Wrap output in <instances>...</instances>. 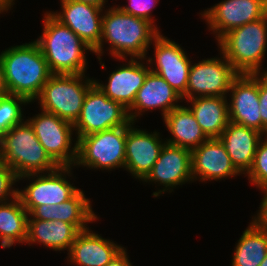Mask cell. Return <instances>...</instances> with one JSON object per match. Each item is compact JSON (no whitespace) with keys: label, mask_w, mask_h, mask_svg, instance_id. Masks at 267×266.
<instances>
[{"label":"cell","mask_w":267,"mask_h":266,"mask_svg":"<svg viewBox=\"0 0 267 266\" xmlns=\"http://www.w3.org/2000/svg\"><path fill=\"white\" fill-rule=\"evenodd\" d=\"M160 33L157 25L144 18L124 13L118 6L106 10L104 8L102 38L93 53L100 61L101 68L105 70V64L101 61L105 43L109 44V54L113 59L128 61V56L146 59L149 46Z\"/></svg>","instance_id":"6da1fadb"},{"label":"cell","mask_w":267,"mask_h":266,"mask_svg":"<svg viewBox=\"0 0 267 266\" xmlns=\"http://www.w3.org/2000/svg\"><path fill=\"white\" fill-rule=\"evenodd\" d=\"M1 59L7 93L35 102L52 75L38 44L13 45L1 52Z\"/></svg>","instance_id":"7a4b0ae2"},{"label":"cell","mask_w":267,"mask_h":266,"mask_svg":"<svg viewBox=\"0 0 267 266\" xmlns=\"http://www.w3.org/2000/svg\"><path fill=\"white\" fill-rule=\"evenodd\" d=\"M42 35L35 40L52 74H85V52L93 53L80 37L57 20L50 11L44 13Z\"/></svg>","instance_id":"3957f363"},{"label":"cell","mask_w":267,"mask_h":266,"mask_svg":"<svg viewBox=\"0 0 267 266\" xmlns=\"http://www.w3.org/2000/svg\"><path fill=\"white\" fill-rule=\"evenodd\" d=\"M0 161L7 164L18 178L51 172L59 167L40 144L27 120L14 125L0 138Z\"/></svg>","instance_id":"277c9868"},{"label":"cell","mask_w":267,"mask_h":266,"mask_svg":"<svg viewBox=\"0 0 267 266\" xmlns=\"http://www.w3.org/2000/svg\"><path fill=\"white\" fill-rule=\"evenodd\" d=\"M217 43L239 74L267 73V70H261L267 49V14L230 30Z\"/></svg>","instance_id":"5b68a950"},{"label":"cell","mask_w":267,"mask_h":266,"mask_svg":"<svg viewBox=\"0 0 267 266\" xmlns=\"http://www.w3.org/2000/svg\"><path fill=\"white\" fill-rule=\"evenodd\" d=\"M93 84L94 79L85 74H52L35 101L38 100L40 109L74 124Z\"/></svg>","instance_id":"8992f818"},{"label":"cell","mask_w":267,"mask_h":266,"mask_svg":"<svg viewBox=\"0 0 267 266\" xmlns=\"http://www.w3.org/2000/svg\"><path fill=\"white\" fill-rule=\"evenodd\" d=\"M127 125L82 136L77 140L75 166L112 170L125 167Z\"/></svg>","instance_id":"52a82bcc"},{"label":"cell","mask_w":267,"mask_h":266,"mask_svg":"<svg viewBox=\"0 0 267 266\" xmlns=\"http://www.w3.org/2000/svg\"><path fill=\"white\" fill-rule=\"evenodd\" d=\"M73 167L59 166L51 172L27 174L18 178V182L23 179L30 181L24 190L19 188L17 190V196L28 213L36 206L58 205L65 202L80 190L66 178V175H72Z\"/></svg>","instance_id":"ba28073f"},{"label":"cell","mask_w":267,"mask_h":266,"mask_svg":"<svg viewBox=\"0 0 267 266\" xmlns=\"http://www.w3.org/2000/svg\"><path fill=\"white\" fill-rule=\"evenodd\" d=\"M129 122L128 109L109 99L94 83L85 95L79 118L73 124L75 140L88 134L127 125Z\"/></svg>","instance_id":"9c48e42d"},{"label":"cell","mask_w":267,"mask_h":266,"mask_svg":"<svg viewBox=\"0 0 267 266\" xmlns=\"http://www.w3.org/2000/svg\"><path fill=\"white\" fill-rule=\"evenodd\" d=\"M26 120L33 128L40 144L59 166L75 167L77 141L72 146L74 142L72 123L42 109L40 113Z\"/></svg>","instance_id":"30bf717a"},{"label":"cell","mask_w":267,"mask_h":266,"mask_svg":"<svg viewBox=\"0 0 267 266\" xmlns=\"http://www.w3.org/2000/svg\"><path fill=\"white\" fill-rule=\"evenodd\" d=\"M191 63L188 83L182 100L200 96L227 97L232 81L239 75L220 51V57Z\"/></svg>","instance_id":"8fae6325"},{"label":"cell","mask_w":267,"mask_h":266,"mask_svg":"<svg viewBox=\"0 0 267 266\" xmlns=\"http://www.w3.org/2000/svg\"><path fill=\"white\" fill-rule=\"evenodd\" d=\"M199 14L218 41L230 30L263 18L267 0H222Z\"/></svg>","instance_id":"7c38bea8"},{"label":"cell","mask_w":267,"mask_h":266,"mask_svg":"<svg viewBox=\"0 0 267 266\" xmlns=\"http://www.w3.org/2000/svg\"><path fill=\"white\" fill-rule=\"evenodd\" d=\"M152 43L155 59L150 57L145 59L148 65H150V71L163 77L183 97L187 89L191 59H189L181 45L163 36L161 33Z\"/></svg>","instance_id":"4fadbf2b"},{"label":"cell","mask_w":267,"mask_h":266,"mask_svg":"<svg viewBox=\"0 0 267 266\" xmlns=\"http://www.w3.org/2000/svg\"><path fill=\"white\" fill-rule=\"evenodd\" d=\"M142 181L164 186L163 189L153 192L154 197L168 191L171 193L178 185L194 182L191 173V150L165 143L151 171Z\"/></svg>","instance_id":"5bb4252c"},{"label":"cell","mask_w":267,"mask_h":266,"mask_svg":"<svg viewBox=\"0 0 267 266\" xmlns=\"http://www.w3.org/2000/svg\"><path fill=\"white\" fill-rule=\"evenodd\" d=\"M228 93L229 121L253 128L262 133L259 104V73L239 74Z\"/></svg>","instance_id":"9a60e30c"},{"label":"cell","mask_w":267,"mask_h":266,"mask_svg":"<svg viewBox=\"0 0 267 266\" xmlns=\"http://www.w3.org/2000/svg\"><path fill=\"white\" fill-rule=\"evenodd\" d=\"M133 125L131 121L127 124L124 169L141 181L151 171L166 141H162L159 132L150 133Z\"/></svg>","instance_id":"2e32d148"},{"label":"cell","mask_w":267,"mask_h":266,"mask_svg":"<svg viewBox=\"0 0 267 266\" xmlns=\"http://www.w3.org/2000/svg\"><path fill=\"white\" fill-rule=\"evenodd\" d=\"M60 2L62 11H50V13L94 50L102 38L103 8L105 7L75 0H60Z\"/></svg>","instance_id":"e0dca14e"},{"label":"cell","mask_w":267,"mask_h":266,"mask_svg":"<svg viewBox=\"0 0 267 266\" xmlns=\"http://www.w3.org/2000/svg\"><path fill=\"white\" fill-rule=\"evenodd\" d=\"M191 173L193 180L200 182L241 175L218 138H210L191 151Z\"/></svg>","instance_id":"ac0fdd59"},{"label":"cell","mask_w":267,"mask_h":266,"mask_svg":"<svg viewBox=\"0 0 267 266\" xmlns=\"http://www.w3.org/2000/svg\"><path fill=\"white\" fill-rule=\"evenodd\" d=\"M116 68L118 69L109 74L106 85L96 79H94V83L109 99L119 102L129 109L150 71V67L147 62L144 63V58H140V60L139 58H130L127 64L125 62Z\"/></svg>","instance_id":"d6986e66"},{"label":"cell","mask_w":267,"mask_h":266,"mask_svg":"<svg viewBox=\"0 0 267 266\" xmlns=\"http://www.w3.org/2000/svg\"><path fill=\"white\" fill-rule=\"evenodd\" d=\"M182 97L158 74L149 71L142 87L138 90L132 106L128 109L130 121L135 123L137 117L151 109H161L164 118L171 110L180 106ZM143 112V113H142Z\"/></svg>","instance_id":"ffe728a7"},{"label":"cell","mask_w":267,"mask_h":266,"mask_svg":"<svg viewBox=\"0 0 267 266\" xmlns=\"http://www.w3.org/2000/svg\"><path fill=\"white\" fill-rule=\"evenodd\" d=\"M123 249L87 228L76 236L67 253V261L74 266H105Z\"/></svg>","instance_id":"44dd1931"},{"label":"cell","mask_w":267,"mask_h":266,"mask_svg":"<svg viewBox=\"0 0 267 266\" xmlns=\"http://www.w3.org/2000/svg\"><path fill=\"white\" fill-rule=\"evenodd\" d=\"M263 136L264 134L253 128L229 121L218 139L236 170L246 175L252 167L257 147Z\"/></svg>","instance_id":"7402d4cb"},{"label":"cell","mask_w":267,"mask_h":266,"mask_svg":"<svg viewBox=\"0 0 267 266\" xmlns=\"http://www.w3.org/2000/svg\"><path fill=\"white\" fill-rule=\"evenodd\" d=\"M91 201L85 197L83 190H79L72 198L58 205L36 206L30 213L28 219L60 220L73 224L79 231L85 230L88 223L98 220L94 213ZM31 216V217H30Z\"/></svg>","instance_id":"603a6c76"},{"label":"cell","mask_w":267,"mask_h":266,"mask_svg":"<svg viewBox=\"0 0 267 266\" xmlns=\"http://www.w3.org/2000/svg\"><path fill=\"white\" fill-rule=\"evenodd\" d=\"M80 231L71 223L60 220L28 219L26 244H42L54 251L70 250Z\"/></svg>","instance_id":"cb8c5ba5"},{"label":"cell","mask_w":267,"mask_h":266,"mask_svg":"<svg viewBox=\"0 0 267 266\" xmlns=\"http://www.w3.org/2000/svg\"><path fill=\"white\" fill-rule=\"evenodd\" d=\"M163 120L172 135V138L165 140L167 144L192 151L209 139L188 106L176 107Z\"/></svg>","instance_id":"d4e9b609"},{"label":"cell","mask_w":267,"mask_h":266,"mask_svg":"<svg viewBox=\"0 0 267 266\" xmlns=\"http://www.w3.org/2000/svg\"><path fill=\"white\" fill-rule=\"evenodd\" d=\"M185 101L206 136L219 138L229 122L227 97L200 96Z\"/></svg>","instance_id":"484cf974"},{"label":"cell","mask_w":267,"mask_h":266,"mask_svg":"<svg viewBox=\"0 0 267 266\" xmlns=\"http://www.w3.org/2000/svg\"><path fill=\"white\" fill-rule=\"evenodd\" d=\"M29 213L17 196L0 203V242L2 248H10L14 244H24L27 238Z\"/></svg>","instance_id":"4316f807"},{"label":"cell","mask_w":267,"mask_h":266,"mask_svg":"<svg viewBox=\"0 0 267 266\" xmlns=\"http://www.w3.org/2000/svg\"><path fill=\"white\" fill-rule=\"evenodd\" d=\"M267 253V235L252 221L234 248L232 266H259Z\"/></svg>","instance_id":"83f0119b"},{"label":"cell","mask_w":267,"mask_h":266,"mask_svg":"<svg viewBox=\"0 0 267 266\" xmlns=\"http://www.w3.org/2000/svg\"><path fill=\"white\" fill-rule=\"evenodd\" d=\"M30 102L21 96L10 95L0 98V138L14 125L24 121L22 106Z\"/></svg>","instance_id":"f1b7e54d"},{"label":"cell","mask_w":267,"mask_h":266,"mask_svg":"<svg viewBox=\"0 0 267 266\" xmlns=\"http://www.w3.org/2000/svg\"><path fill=\"white\" fill-rule=\"evenodd\" d=\"M263 138L257 147L252 167L246 174L249 183L254 184L261 191L267 190V135Z\"/></svg>","instance_id":"f546056e"},{"label":"cell","mask_w":267,"mask_h":266,"mask_svg":"<svg viewBox=\"0 0 267 266\" xmlns=\"http://www.w3.org/2000/svg\"><path fill=\"white\" fill-rule=\"evenodd\" d=\"M18 182L15 172L5 163L0 161V203L8 202L17 197V188H14Z\"/></svg>","instance_id":"4dcf8cb0"},{"label":"cell","mask_w":267,"mask_h":266,"mask_svg":"<svg viewBox=\"0 0 267 266\" xmlns=\"http://www.w3.org/2000/svg\"><path fill=\"white\" fill-rule=\"evenodd\" d=\"M129 4L118 7L127 14L135 17L144 18L155 25V19L152 17V10L157 5L158 0H128Z\"/></svg>","instance_id":"1f68e13d"},{"label":"cell","mask_w":267,"mask_h":266,"mask_svg":"<svg viewBox=\"0 0 267 266\" xmlns=\"http://www.w3.org/2000/svg\"><path fill=\"white\" fill-rule=\"evenodd\" d=\"M259 104L262 134L267 135V73H259Z\"/></svg>","instance_id":"d6a6232c"},{"label":"cell","mask_w":267,"mask_h":266,"mask_svg":"<svg viewBox=\"0 0 267 266\" xmlns=\"http://www.w3.org/2000/svg\"><path fill=\"white\" fill-rule=\"evenodd\" d=\"M264 196L261 200L257 215L252 217V222L267 235V190H262Z\"/></svg>","instance_id":"836d02e7"},{"label":"cell","mask_w":267,"mask_h":266,"mask_svg":"<svg viewBox=\"0 0 267 266\" xmlns=\"http://www.w3.org/2000/svg\"><path fill=\"white\" fill-rule=\"evenodd\" d=\"M128 258L129 256L127 255V250L124 248L105 266H132V263Z\"/></svg>","instance_id":"e575fe53"},{"label":"cell","mask_w":267,"mask_h":266,"mask_svg":"<svg viewBox=\"0 0 267 266\" xmlns=\"http://www.w3.org/2000/svg\"><path fill=\"white\" fill-rule=\"evenodd\" d=\"M7 90H6V85L4 81V74H3V64H2V59H1V53H0V98L6 96Z\"/></svg>","instance_id":"d590c367"},{"label":"cell","mask_w":267,"mask_h":266,"mask_svg":"<svg viewBox=\"0 0 267 266\" xmlns=\"http://www.w3.org/2000/svg\"><path fill=\"white\" fill-rule=\"evenodd\" d=\"M15 0H0V13L7 12L15 4Z\"/></svg>","instance_id":"8d00e7d4"},{"label":"cell","mask_w":267,"mask_h":266,"mask_svg":"<svg viewBox=\"0 0 267 266\" xmlns=\"http://www.w3.org/2000/svg\"><path fill=\"white\" fill-rule=\"evenodd\" d=\"M75 1L92 4L95 6H101V7H105L106 2H108L107 0H75Z\"/></svg>","instance_id":"74e56055"},{"label":"cell","mask_w":267,"mask_h":266,"mask_svg":"<svg viewBox=\"0 0 267 266\" xmlns=\"http://www.w3.org/2000/svg\"><path fill=\"white\" fill-rule=\"evenodd\" d=\"M259 266H267V253H266L264 260L261 262Z\"/></svg>","instance_id":"f35d334b"}]
</instances>
